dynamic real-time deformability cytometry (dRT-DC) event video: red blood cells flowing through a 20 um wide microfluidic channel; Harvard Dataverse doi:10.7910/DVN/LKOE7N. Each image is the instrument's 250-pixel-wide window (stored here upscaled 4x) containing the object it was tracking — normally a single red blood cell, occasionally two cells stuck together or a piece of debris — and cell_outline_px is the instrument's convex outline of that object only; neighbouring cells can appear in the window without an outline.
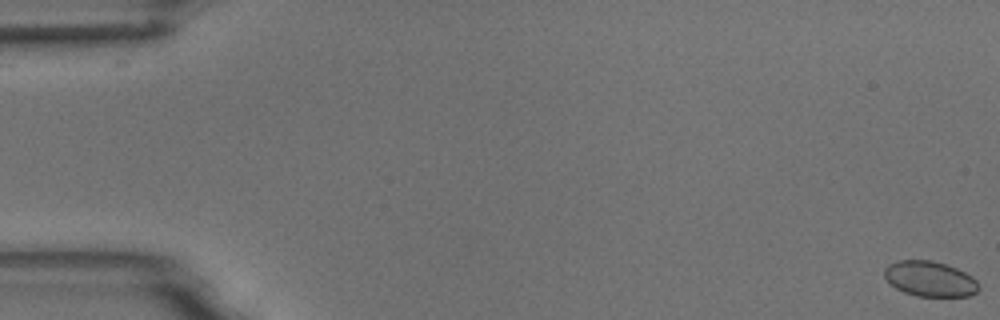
{"species": "common noctule bat (a hibernating species)", "species_latin": "Nyctalus noctula", "temperature_condition": "room temperature", "stored_images_in_passage": 10, "camera_frame_rate_fps": 3000, "um_per_image_px": 0.085, "animal": {"sex": "male", "body_mass_g": 18.8}, "frame": {"image": 1, "passage_image": 1, "time_ms": 0.0, "image_size_px": [1000, 320], "cell_outline_px": [[980, 288], [976, 292], [968, 296], [916, 296], [904, 292], [896, 288], [884, 276], [884, 268], [888, 264], [896, 260], [932, 260], [956, 268], [972, 276], [980, 284]], "centroid_in_image_um": [79.04, 23.7], "position_along_channel_um": 6.0, "area_um2": 19.42}}
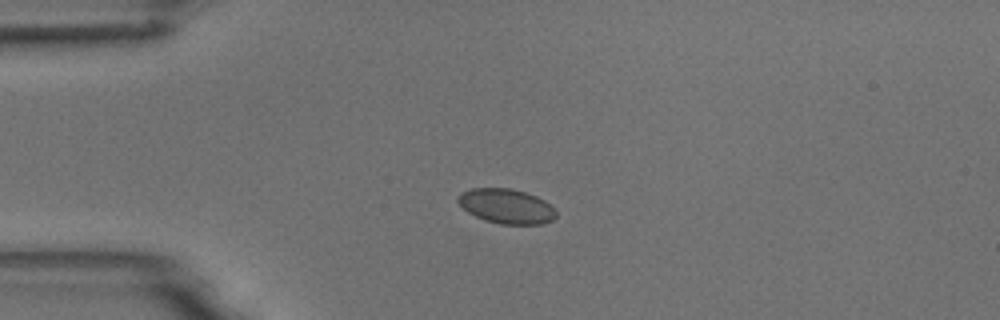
{"frame": {"image": 2, "passage_image": 5, "time_ms": 1.333, "image_size_px": [1000, 320], "cell_outline_px": [[556, 216], [552, 220], [540, 224], [500, 224], [484, 220], [468, 212], [456, 200], [456, 196], [460, 192], [472, 188], [512, 188], [536, 196], [544, 200], [556, 212]], "centroid_in_image_um": [43.0, 17.52], "position_along_channel_um": 42.0, "area_um2": 19.77}}
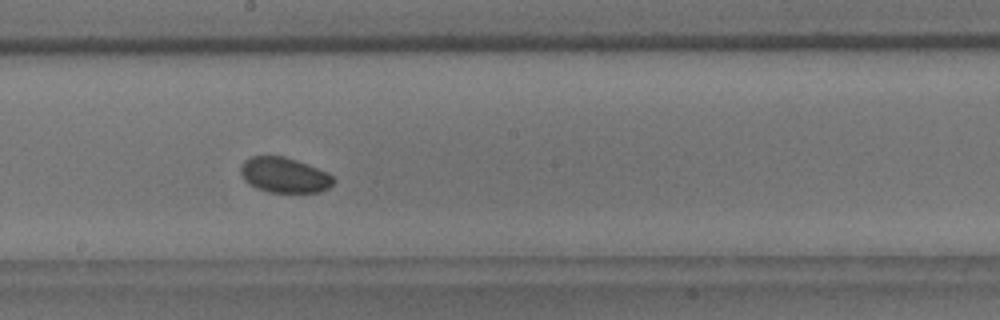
{"frame": {"image": 3, "passage_image": 10, "time_ms": 3.0, "image_size_px": [1000, 320], "cell_outline_px": [[336, 180], [328, 188], [320, 192], [268, 192], [256, 188], [248, 184], [244, 180], [240, 172], [240, 168], [244, 160], [252, 156], [284, 156], [296, 160], [328, 172]], "centroid_in_image_um": [24.15, 14.88], "position_along_channel_um": 224.0, "area_um2": 19.13}}